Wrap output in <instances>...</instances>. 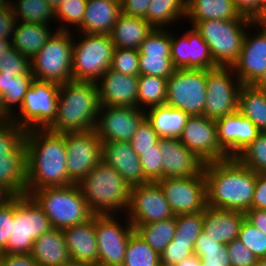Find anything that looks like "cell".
I'll list each match as a JSON object with an SVG mask.
<instances>
[{
    "mask_svg": "<svg viewBox=\"0 0 266 266\" xmlns=\"http://www.w3.org/2000/svg\"><path fill=\"white\" fill-rule=\"evenodd\" d=\"M25 148L26 195L42 188L74 183L68 176L64 133H52L46 129L27 130Z\"/></svg>",
    "mask_w": 266,
    "mask_h": 266,
    "instance_id": "6da1fadb",
    "label": "cell"
},
{
    "mask_svg": "<svg viewBox=\"0 0 266 266\" xmlns=\"http://www.w3.org/2000/svg\"><path fill=\"white\" fill-rule=\"evenodd\" d=\"M207 206L216 209H251L256 173L236 158L206 163L204 167Z\"/></svg>",
    "mask_w": 266,
    "mask_h": 266,
    "instance_id": "7a4b0ae2",
    "label": "cell"
},
{
    "mask_svg": "<svg viewBox=\"0 0 266 266\" xmlns=\"http://www.w3.org/2000/svg\"><path fill=\"white\" fill-rule=\"evenodd\" d=\"M99 108L97 83L72 80L60 84L56 117L46 130L52 133L93 130Z\"/></svg>",
    "mask_w": 266,
    "mask_h": 266,
    "instance_id": "3957f363",
    "label": "cell"
},
{
    "mask_svg": "<svg viewBox=\"0 0 266 266\" xmlns=\"http://www.w3.org/2000/svg\"><path fill=\"white\" fill-rule=\"evenodd\" d=\"M76 185L94 215L127 211L131 187L121 175L103 161ZM120 208V209H119Z\"/></svg>",
    "mask_w": 266,
    "mask_h": 266,
    "instance_id": "277c9868",
    "label": "cell"
},
{
    "mask_svg": "<svg viewBox=\"0 0 266 266\" xmlns=\"http://www.w3.org/2000/svg\"><path fill=\"white\" fill-rule=\"evenodd\" d=\"M29 196L47 215L52 228L63 230L87 222L94 215L76 183L42 188Z\"/></svg>",
    "mask_w": 266,
    "mask_h": 266,
    "instance_id": "5b68a950",
    "label": "cell"
},
{
    "mask_svg": "<svg viewBox=\"0 0 266 266\" xmlns=\"http://www.w3.org/2000/svg\"><path fill=\"white\" fill-rule=\"evenodd\" d=\"M71 33L62 24L31 58V72L35 80L59 85L72 81L73 32Z\"/></svg>",
    "mask_w": 266,
    "mask_h": 266,
    "instance_id": "8992f818",
    "label": "cell"
},
{
    "mask_svg": "<svg viewBox=\"0 0 266 266\" xmlns=\"http://www.w3.org/2000/svg\"><path fill=\"white\" fill-rule=\"evenodd\" d=\"M254 21L243 19H210L197 22L194 27L208 44L217 66L232 67L242 49L245 28L250 30Z\"/></svg>",
    "mask_w": 266,
    "mask_h": 266,
    "instance_id": "52a82bcc",
    "label": "cell"
},
{
    "mask_svg": "<svg viewBox=\"0 0 266 266\" xmlns=\"http://www.w3.org/2000/svg\"><path fill=\"white\" fill-rule=\"evenodd\" d=\"M52 228L49 218L28 195L14 199V217L4 253L30 254L34 241Z\"/></svg>",
    "mask_w": 266,
    "mask_h": 266,
    "instance_id": "ba28073f",
    "label": "cell"
},
{
    "mask_svg": "<svg viewBox=\"0 0 266 266\" xmlns=\"http://www.w3.org/2000/svg\"><path fill=\"white\" fill-rule=\"evenodd\" d=\"M82 34L78 44L73 38L72 80L97 83L110 69L115 47L110 35Z\"/></svg>",
    "mask_w": 266,
    "mask_h": 266,
    "instance_id": "9c48e42d",
    "label": "cell"
},
{
    "mask_svg": "<svg viewBox=\"0 0 266 266\" xmlns=\"http://www.w3.org/2000/svg\"><path fill=\"white\" fill-rule=\"evenodd\" d=\"M207 70L176 69L167 79L166 105L189 116L203 115L207 97Z\"/></svg>",
    "mask_w": 266,
    "mask_h": 266,
    "instance_id": "30bf717a",
    "label": "cell"
},
{
    "mask_svg": "<svg viewBox=\"0 0 266 266\" xmlns=\"http://www.w3.org/2000/svg\"><path fill=\"white\" fill-rule=\"evenodd\" d=\"M59 84L35 80L24 95L19 116L12 121L26 130L46 129L55 119Z\"/></svg>",
    "mask_w": 266,
    "mask_h": 266,
    "instance_id": "8fae6325",
    "label": "cell"
},
{
    "mask_svg": "<svg viewBox=\"0 0 266 266\" xmlns=\"http://www.w3.org/2000/svg\"><path fill=\"white\" fill-rule=\"evenodd\" d=\"M232 74L236 76L232 67L218 66L207 70V97L203 111L205 117L217 120L237 111L242 83L237 77L234 79Z\"/></svg>",
    "mask_w": 266,
    "mask_h": 266,
    "instance_id": "7c38bea8",
    "label": "cell"
},
{
    "mask_svg": "<svg viewBox=\"0 0 266 266\" xmlns=\"http://www.w3.org/2000/svg\"><path fill=\"white\" fill-rule=\"evenodd\" d=\"M69 178L77 183L102 161V141L96 131L64 132Z\"/></svg>",
    "mask_w": 266,
    "mask_h": 266,
    "instance_id": "4fadbf2b",
    "label": "cell"
},
{
    "mask_svg": "<svg viewBox=\"0 0 266 266\" xmlns=\"http://www.w3.org/2000/svg\"><path fill=\"white\" fill-rule=\"evenodd\" d=\"M127 217L133 226L173 218L168 201L157 182L131 187Z\"/></svg>",
    "mask_w": 266,
    "mask_h": 266,
    "instance_id": "5bb4252c",
    "label": "cell"
},
{
    "mask_svg": "<svg viewBox=\"0 0 266 266\" xmlns=\"http://www.w3.org/2000/svg\"><path fill=\"white\" fill-rule=\"evenodd\" d=\"M157 183L175 216L201 212L207 207L203 173L190 178H162Z\"/></svg>",
    "mask_w": 266,
    "mask_h": 266,
    "instance_id": "9a60e30c",
    "label": "cell"
},
{
    "mask_svg": "<svg viewBox=\"0 0 266 266\" xmlns=\"http://www.w3.org/2000/svg\"><path fill=\"white\" fill-rule=\"evenodd\" d=\"M114 214L95 215V234L98 245V263L121 266L130 235L135 231L128 218L126 226L116 220Z\"/></svg>",
    "mask_w": 266,
    "mask_h": 266,
    "instance_id": "2e32d148",
    "label": "cell"
},
{
    "mask_svg": "<svg viewBox=\"0 0 266 266\" xmlns=\"http://www.w3.org/2000/svg\"><path fill=\"white\" fill-rule=\"evenodd\" d=\"M145 112L135 107L100 106L94 130L102 143L130 142L140 124L146 119Z\"/></svg>",
    "mask_w": 266,
    "mask_h": 266,
    "instance_id": "e0dca14e",
    "label": "cell"
},
{
    "mask_svg": "<svg viewBox=\"0 0 266 266\" xmlns=\"http://www.w3.org/2000/svg\"><path fill=\"white\" fill-rule=\"evenodd\" d=\"M179 139L205 163L229 159L218 143L215 120L204 115L190 116Z\"/></svg>",
    "mask_w": 266,
    "mask_h": 266,
    "instance_id": "ac0fdd59",
    "label": "cell"
},
{
    "mask_svg": "<svg viewBox=\"0 0 266 266\" xmlns=\"http://www.w3.org/2000/svg\"><path fill=\"white\" fill-rule=\"evenodd\" d=\"M154 28L139 46V75L168 79L176 70L171 59V33Z\"/></svg>",
    "mask_w": 266,
    "mask_h": 266,
    "instance_id": "d6986e66",
    "label": "cell"
},
{
    "mask_svg": "<svg viewBox=\"0 0 266 266\" xmlns=\"http://www.w3.org/2000/svg\"><path fill=\"white\" fill-rule=\"evenodd\" d=\"M171 59L176 69L210 70L218 67L208 44L194 26L182 38L171 34Z\"/></svg>",
    "mask_w": 266,
    "mask_h": 266,
    "instance_id": "ffe728a7",
    "label": "cell"
},
{
    "mask_svg": "<svg viewBox=\"0 0 266 266\" xmlns=\"http://www.w3.org/2000/svg\"><path fill=\"white\" fill-rule=\"evenodd\" d=\"M253 25L262 27V30L252 37L245 32L241 52L232 65L236 77L245 85H254L266 70V26L257 22Z\"/></svg>",
    "mask_w": 266,
    "mask_h": 266,
    "instance_id": "44dd1931",
    "label": "cell"
},
{
    "mask_svg": "<svg viewBox=\"0 0 266 266\" xmlns=\"http://www.w3.org/2000/svg\"><path fill=\"white\" fill-rule=\"evenodd\" d=\"M215 124L218 143L229 158H235L260 133L258 128L238 110L218 118Z\"/></svg>",
    "mask_w": 266,
    "mask_h": 266,
    "instance_id": "7402d4cb",
    "label": "cell"
},
{
    "mask_svg": "<svg viewBox=\"0 0 266 266\" xmlns=\"http://www.w3.org/2000/svg\"><path fill=\"white\" fill-rule=\"evenodd\" d=\"M164 178H190L204 172L205 162L187 149L179 138H160Z\"/></svg>",
    "mask_w": 266,
    "mask_h": 266,
    "instance_id": "603a6c76",
    "label": "cell"
},
{
    "mask_svg": "<svg viewBox=\"0 0 266 266\" xmlns=\"http://www.w3.org/2000/svg\"><path fill=\"white\" fill-rule=\"evenodd\" d=\"M97 86L100 106L137 108L138 76L110 68L98 80Z\"/></svg>",
    "mask_w": 266,
    "mask_h": 266,
    "instance_id": "cb8c5ba5",
    "label": "cell"
},
{
    "mask_svg": "<svg viewBox=\"0 0 266 266\" xmlns=\"http://www.w3.org/2000/svg\"><path fill=\"white\" fill-rule=\"evenodd\" d=\"M102 161L114 168L130 187L148 183L139 156L132 149L130 142H103Z\"/></svg>",
    "mask_w": 266,
    "mask_h": 266,
    "instance_id": "d4e9b609",
    "label": "cell"
},
{
    "mask_svg": "<svg viewBox=\"0 0 266 266\" xmlns=\"http://www.w3.org/2000/svg\"><path fill=\"white\" fill-rule=\"evenodd\" d=\"M62 231L71 260L98 263L95 215L87 222L64 228Z\"/></svg>",
    "mask_w": 266,
    "mask_h": 266,
    "instance_id": "484cf974",
    "label": "cell"
},
{
    "mask_svg": "<svg viewBox=\"0 0 266 266\" xmlns=\"http://www.w3.org/2000/svg\"><path fill=\"white\" fill-rule=\"evenodd\" d=\"M245 213L207 206L203 211V231L222 244L238 239Z\"/></svg>",
    "mask_w": 266,
    "mask_h": 266,
    "instance_id": "4316f807",
    "label": "cell"
},
{
    "mask_svg": "<svg viewBox=\"0 0 266 266\" xmlns=\"http://www.w3.org/2000/svg\"><path fill=\"white\" fill-rule=\"evenodd\" d=\"M120 14V0H87L83 22L78 32L110 35Z\"/></svg>",
    "mask_w": 266,
    "mask_h": 266,
    "instance_id": "83f0119b",
    "label": "cell"
},
{
    "mask_svg": "<svg viewBox=\"0 0 266 266\" xmlns=\"http://www.w3.org/2000/svg\"><path fill=\"white\" fill-rule=\"evenodd\" d=\"M30 255L39 266H63L71 260L63 231L56 228L34 241Z\"/></svg>",
    "mask_w": 266,
    "mask_h": 266,
    "instance_id": "f1b7e54d",
    "label": "cell"
},
{
    "mask_svg": "<svg viewBox=\"0 0 266 266\" xmlns=\"http://www.w3.org/2000/svg\"><path fill=\"white\" fill-rule=\"evenodd\" d=\"M154 27L144 18L121 13L110 34L115 48L139 49Z\"/></svg>",
    "mask_w": 266,
    "mask_h": 266,
    "instance_id": "f546056e",
    "label": "cell"
},
{
    "mask_svg": "<svg viewBox=\"0 0 266 266\" xmlns=\"http://www.w3.org/2000/svg\"><path fill=\"white\" fill-rule=\"evenodd\" d=\"M148 109L145 112L146 119L160 138H179L182 135L190 117L186 112L166 104Z\"/></svg>",
    "mask_w": 266,
    "mask_h": 266,
    "instance_id": "4dcf8cb0",
    "label": "cell"
},
{
    "mask_svg": "<svg viewBox=\"0 0 266 266\" xmlns=\"http://www.w3.org/2000/svg\"><path fill=\"white\" fill-rule=\"evenodd\" d=\"M19 23V24H18ZM49 25L16 21L12 33V46L28 58L34 57L54 32Z\"/></svg>",
    "mask_w": 266,
    "mask_h": 266,
    "instance_id": "1f68e13d",
    "label": "cell"
},
{
    "mask_svg": "<svg viewBox=\"0 0 266 266\" xmlns=\"http://www.w3.org/2000/svg\"><path fill=\"white\" fill-rule=\"evenodd\" d=\"M194 26L199 21L210 19H243L234 0H187V16Z\"/></svg>",
    "mask_w": 266,
    "mask_h": 266,
    "instance_id": "d6a6232c",
    "label": "cell"
},
{
    "mask_svg": "<svg viewBox=\"0 0 266 266\" xmlns=\"http://www.w3.org/2000/svg\"><path fill=\"white\" fill-rule=\"evenodd\" d=\"M260 132H266V91L254 85L242 84L238 96V109Z\"/></svg>",
    "mask_w": 266,
    "mask_h": 266,
    "instance_id": "836d02e7",
    "label": "cell"
},
{
    "mask_svg": "<svg viewBox=\"0 0 266 266\" xmlns=\"http://www.w3.org/2000/svg\"><path fill=\"white\" fill-rule=\"evenodd\" d=\"M0 183L6 185L16 196L26 195V153L0 155Z\"/></svg>",
    "mask_w": 266,
    "mask_h": 266,
    "instance_id": "e575fe53",
    "label": "cell"
},
{
    "mask_svg": "<svg viewBox=\"0 0 266 266\" xmlns=\"http://www.w3.org/2000/svg\"><path fill=\"white\" fill-rule=\"evenodd\" d=\"M187 16V0H152L149 4L145 20L154 28L179 21Z\"/></svg>",
    "mask_w": 266,
    "mask_h": 266,
    "instance_id": "d590c367",
    "label": "cell"
},
{
    "mask_svg": "<svg viewBox=\"0 0 266 266\" xmlns=\"http://www.w3.org/2000/svg\"><path fill=\"white\" fill-rule=\"evenodd\" d=\"M34 81L33 75H0V94L3 99L5 112L12 118V107L17 105L19 110L26 94Z\"/></svg>",
    "mask_w": 266,
    "mask_h": 266,
    "instance_id": "8d00e7d4",
    "label": "cell"
},
{
    "mask_svg": "<svg viewBox=\"0 0 266 266\" xmlns=\"http://www.w3.org/2000/svg\"><path fill=\"white\" fill-rule=\"evenodd\" d=\"M166 92V78L152 75H139L137 108L145 109L144 107L151 108L154 106L164 105L166 103Z\"/></svg>",
    "mask_w": 266,
    "mask_h": 266,
    "instance_id": "74e56055",
    "label": "cell"
},
{
    "mask_svg": "<svg viewBox=\"0 0 266 266\" xmlns=\"http://www.w3.org/2000/svg\"><path fill=\"white\" fill-rule=\"evenodd\" d=\"M17 2L10 1L16 21L48 25L51 18H56L55 9L46 0H17Z\"/></svg>",
    "mask_w": 266,
    "mask_h": 266,
    "instance_id": "f35d334b",
    "label": "cell"
},
{
    "mask_svg": "<svg viewBox=\"0 0 266 266\" xmlns=\"http://www.w3.org/2000/svg\"><path fill=\"white\" fill-rule=\"evenodd\" d=\"M194 254L200 258L202 266H231L227 244L217 242L204 231L195 241Z\"/></svg>",
    "mask_w": 266,
    "mask_h": 266,
    "instance_id": "ab89813d",
    "label": "cell"
},
{
    "mask_svg": "<svg viewBox=\"0 0 266 266\" xmlns=\"http://www.w3.org/2000/svg\"><path fill=\"white\" fill-rule=\"evenodd\" d=\"M134 230L158 253L174 238L176 230L175 216L173 218L140 226H133Z\"/></svg>",
    "mask_w": 266,
    "mask_h": 266,
    "instance_id": "60d3db41",
    "label": "cell"
},
{
    "mask_svg": "<svg viewBox=\"0 0 266 266\" xmlns=\"http://www.w3.org/2000/svg\"><path fill=\"white\" fill-rule=\"evenodd\" d=\"M121 266H161L160 254L134 231L128 240Z\"/></svg>",
    "mask_w": 266,
    "mask_h": 266,
    "instance_id": "b9f144b4",
    "label": "cell"
},
{
    "mask_svg": "<svg viewBox=\"0 0 266 266\" xmlns=\"http://www.w3.org/2000/svg\"><path fill=\"white\" fill-rule=\"evenodd\" d=\"M235 158L255 173H266V132H260Z\"/></svg>",
    "mask_w": 266,
    "mask_h": 266,
    "instance_id": "7bdbcfd3",
    "label": "cell"
},
{
    "mask_svg": "<svg viewBox=\"0 0 266 266\" xmlns=\"http://www.w3.org/2000/svg\"><path fill=\"white\" fill-rule=\"evenodd\" d=\"M176 230L172 241L195 243L203 231V211L175 216Z\"/></svg>",
    "mask_w": 266,
    "mask_h": 266,
    "instance_id": "ee69618b",
    "label": "cell"
},
{
    "mask_svg": "<svg viewBox=\"0 0 266 266\" xmlns=\"http://www.w3.org/2000/svg\"><path fill=\"white\" fill-rule=\"evenodd\" d=\"M27 130L13 121L0 123V155L26 153L25 136Z\"/></svg>",
    "mask_w": 266,
    "mask_h": 266,
    "instance_id": "f6af8a7d",
    "label": "cell"
},
{
    "mask_svg": "<svg viewBox=\"0 0 266 266\" xmlns=\"http://www.w3.org/2000/svg\"><path fill=\"white\" fill-rule=\"evenodd\" d=\"M0 75H32L31 59L12 46L7 52L0 53Z\"/></svg>",
    "mask_w": 266,
    "mask_h": 266,
    "instance_id": "bcb514c9",
    "label": "cell"
},
{
    "mask_svg": "<svg viewBox=\"0 0 266 266\" xmlns=\"http://www.w3.org/2000/svg\"><path fill=\"white\" fill-rule=\"evenodd\" d=\"M238 239L252 251L258 259L266 258V235L246 218H244L240 226Z\"/></svg>",
    "mask_w": 266,
    "mask_h": 266,
    "instance_id": "7dc6e473",
    "label": "cell"
},
{
    "mask_svg": "<svg viewBox=\"0 0 266 266\" xmlns=\"http://www.w3.org/2000/svg\"><path fill=\"white\" fill-rule=\"evenodd\" d=\"M87 0H62L55 9L56 19L65 22V25H75L77 30L83 22Z\"/></svg>",
    "mask_w": 266,
    "mask_h": 266,
    "instance_id": "c3c4849f",
    "label": "cell"
},
{
    "mask_svg": "<svg viewBox=\"0 0 266 266\" xmlns=\"http://www.w3.org/2000/svg\"><path fill=\"white\" fill-rule=\"evenodd\" d=\"M110 68L125 75L139 76V51L115 48Z\"/></svg>",
    "mask_w": 266,
    "mask_h": 266,
    "instance_id": "681fc988",
    "label": "cell"
},
{
    "mask_svg": "<svg viewBox=\"0 0 266 266\" xmlns=\"http://www.w3.org/2000/svg\"><path fill=\"white\" fill-rule=\"evenodd\" d=\"M139 160L144 177L148 182H158L164 178L161 150L158 143L153 146V149L141 151Z\"/></svg>",
    "mask_w": 266,
    "mask_h": 266,
    "instance_id": "f907efd6",
    "label": "cell"
},
{
    "mask_svg": "<svg viewBox=\"0 0 266 266\" xmlns=\"http://www.w3.org/2000/svg\"><path fill=\"white\" fill-rule=\"evenodd\" d=\"M159 139L160 137L157 132L153 129L147 119H145L134 133L130 140V144L136 154L140 156L141 151L153 149V146L158 143Z\"/></svg>",
    "mask_w": 266,
    "mask_h": 266,
    "instance_id": "816d5d0a",
    "label": "cell"
},
{
    "mask_svg": "<svg viewBox=\"0 0 266 266\" xmlns=\"http://www.w3.org/2000/svg\"><path fill=\"white\" fill-rule=\"evenodd\" d=\"M195 243L171 242L160 254L161 266H174L194 254Z\"/></svg>",
    "mask_w": 266,
    "mask_h": 266,
    "instance_id": "f5cc1de1",
    "label": "cell"
},
{
    "mask_svg": "<svg viewBox=\"0 0 266 266\" xmlns=\"http://www.w3.org/2000/svg\"><path fill=\"white\" fill-rule=\"evenodd\" d=\"M231 266H255L258 258L239 239L227 244Z\"/></svg>",
    "mask_w": 266,
    "mask_h": 266,
    "instance_id": "db71d44e",
    "label": "cell"
},
{
    "mask_svg": "<svg viewBox=\"0 0 266 266\" xmlns=\"http://www.w3.org/2000/svg\"><path fill=\"white\" fill-rule=\"evenodd\" d=\"M14 217V200L0 207V253L6 251Z\"/></svg>",
    "mask_w": 266,
    "mask_h": 266,
    "instance_id": "11a10c76",
    "label": "cell"
},
{
    "mask_svg": "<svg viewBox=\"0 0 266 266\" xmlns=\"http://www.w3.org/2000/svg\"><path fill=\"white\" fill-rule=\"evenodd\" d=\"M121 1V13L144 18L147 13L149 4L152 0H120Z\"/></svg>",
    "mask_w": 266,
    "mask_h": 266,
    "instance_id": "9f6ffc18",
    "label": "cell"
},
{
    "mask_svg": "<svg viewBox=\"0 0 266 266\" xmlns=\"http://www.w3.org/2000/svg\"><path fill=\"white\" fill-rule=\"evenodd\" d=\"M251 209L266 210V173H256Z\"/></svg>",
    "mask_w": 266,
    "mask_h": 266,
    "instance_id": "6f0895ef",
    "label": "cell"
},
{
    "mask_svg": "<svg viewBox=\"0 0 266 266\" xmlns=\"http://www.w3.org/2000/svg\"><path fill=\"white\" fill-rule=\"evenodd\" d=\"M15 24L16 17L9 4L6 8L0 10V39L12 38Z\"/></svg>",
    "mask_w": 266,
    "mask_h": 266,
    "instance_id": "680465c9",
    "label": "cell"
},
{
    "mask_svg": "<svg viewBox=\"0 0 266 266\" xmlns=\"http://www.w3.org/2000/svg\"><path fill=\"white\" fill-rule=\"evenodd\" d=\"M2 266H39L30 254L0 253Z\"/></svg>",
    "mask_w": 266,
    "mask_h": 266,
    "instance_id": "91938a15",
    "label": "cell"
},
{
    "mask_svg": "<svg viewBox=\"0 0 266 266\" xmlns=\"http://www.w3.org/2000/svg\"><path fill=\"white\" fill-rule=\"evenodd\" d=\"M241 16L257 22L259 20V0H234Z\"/></svg>",
    "mask_w": 266,
    "mask_h": 266,
    "instance_id": "94428289",
    "label": "cell"
},
{
    "mask_svg": "<svg viewBox=\"0 0 266 266\" xmlns=\"http://www.w3.org/2000/svg\"><path fill=\"white\" fill-rule=\"evenodd\" d=\"M245 218L266 235V210L249 209L245 212Z\"/></svg>",
    "mask_w": 266,
    "mask_h": 266,
    "instance_id": "6125c7cd",
    "label": "cell"
},
{
    "mask_svg": "<svg viewBox=\"0 0 266 266\" xmlns=\"http://www.w3.org/2000/svg\"><path fill=\"white\" fill-rule=\"evenodd\" d=\"M17 196L4 184L0 183V207L9 204Z\"/></svg>",
    "mask_w": 266,
    "mask_h": 266,
    "instance_id": "be15d7a7",
    "label": "cell"
},
{
    "mask_svg": "<svg viewBox=\"0 0 266 266\" xmlns=\"http://www.w3.org/2000/svg\"><path fill=\"white\" fill-rule=\"evenodd\" d=\"M174 266H202V264L200 258L193 254L190 257L184 258Z\"/></svg>",
    "mask_w": 266,
    "mask_h": 266,
    "instance_id": "e7e4bbea",
    "label": "cell"
},
{
    "mask_svg": "<svg viewBox=\"0 0 266 266\" xmlns=\"http://www.w3.org/2000/svg\"><path fill=\"white\" fill-rule=\"evenodd\" d=\"M12 121V118L5 112L4 106H3V99L0 94V123H5Z\"/></svg>",
    "mask_w": 266,
    "mask_h": 266,
    "instance_id": "03108f58",
    "label": "cell"
},
{
    "mask_svg": "<svg viewBox=\"0 0 266 266\" xmlns=\"http://www.w3.org/2000/svg\"><path fill=\"white\" fill-rule=\"evenodd\" d=\"M12 47L11 39H0V53L7 52Z\"/></svg>",
    "mask_w": 266,
    "mask_h": 266,
    "instance_id": "003e7915",
    "label": "cell"
},
{
    "mask_svg": "<svg viewBox=\"0 0 266 266\" xmlns=\"http://www.w3.org/2000/svg\"><path fill=\"white\" fill-rule=\"evenodd\" d=\"M254 86L256 88H259L261 90L266 91V70L263 73V75L261 76V78L254 84Z\"/></svg>",
    "mask_w": 266,
    "mask_h": 266,
    "instance_id": "a7ac6f4b",
    "label": "cell"
},
{
    "mask_svg": "<svg viewBox=\"0 0 266 266\" xmlns=\"http://www.w3.org/2000/svg\"><path fill=\"white\" fill-rule=\"evenodd\" d=\"M63 266H92V264L91 263H87V262H80V261L70 260L68 263H66Z\"/></svg>",
    "mask_w": 266,
    "mask_h": 266,
    "instance_id": "89a4df30",
    "label": "cell"
},
{
    "mask_svg": "<svg viewBox=\"0 0 266 266\" xmlns=\"http://www.w3.org/2000/svg\"><path fill=\"white\" fill-rule=\"evenodd\" d=\"M266 12V0H259V19Z\"/></svg>",
    "mask_w": 266,
    "mask_h": 266,
    "instance_id": "2644e50d",
    "label": "cell"
},
{
    "mask_svg": "<svg viewBox=\"0 0 266 266\" xmlns=\"http://www.w3.org/2000/svg\"><path fill=\"white\" fill-rule=\"evenodd\" d=\"M54 9H56L62 0H46Z\"/></svg>",
    "mask_w": 266,
    "mask_h": 266,
    "instance_id": "8c879c8a",
    "label": "cell"
},
{
    "mask_svg": "<svg viewBox=\"0 0 266 266\" xmlns=\"http://www.w3.org/2000/svg\"><path fill=\"white\" fill-rule=\"evenodd\" d=\"M257 23L261 26H266V12L260 17Z\"/></svg>",
    "mask_w": 266,
    "mask_h": 266,
    "instance_id": "753ad0ef",
    "label": "cell"
},
{
    "mask_svg": "<svg viewBox=\"0 0 266 266\" xmlns=\"http://www.w3.org/2000/svg\"><path fill=\"white\" fill-rule=\"evenodd\" d=\"M10 4L9 0H0V10L6 8Z\"/></svg>",
    "mask_w": 266,
    "mask_h": 266,
    "instance_id": "34e18365",
    "label": "cell"
},
{
    "mask_svg": "<svg viewBox=\"0 0 266 266\" xmlns=\"http://www.w3.org/2000/svg\"><path fill=\"white\" fill-rule=\"evenodd\" d=\"M255 266H266V258L258 259Z\"/></svg>",
    "mask_w": 266,
    "mask_h": 266,
    "instance_id": "11e5206c",
    "label": "cell"
},
{
    "mask_svg": "<svg viewBox=\"0 0 266 266\" xmlns=\"http://www.w3.org/2000/svg\"><path fill=\"white\" fill-rule=\"evenodd\" d=\"M92 266H108V265H102L100 263H95V264H92Z\"/></svg>",
    "mask_w": 266,
    "mask_h": 266,
    "instance_id": "2a66077c",
    "label": "cell"
}]
</instances>
